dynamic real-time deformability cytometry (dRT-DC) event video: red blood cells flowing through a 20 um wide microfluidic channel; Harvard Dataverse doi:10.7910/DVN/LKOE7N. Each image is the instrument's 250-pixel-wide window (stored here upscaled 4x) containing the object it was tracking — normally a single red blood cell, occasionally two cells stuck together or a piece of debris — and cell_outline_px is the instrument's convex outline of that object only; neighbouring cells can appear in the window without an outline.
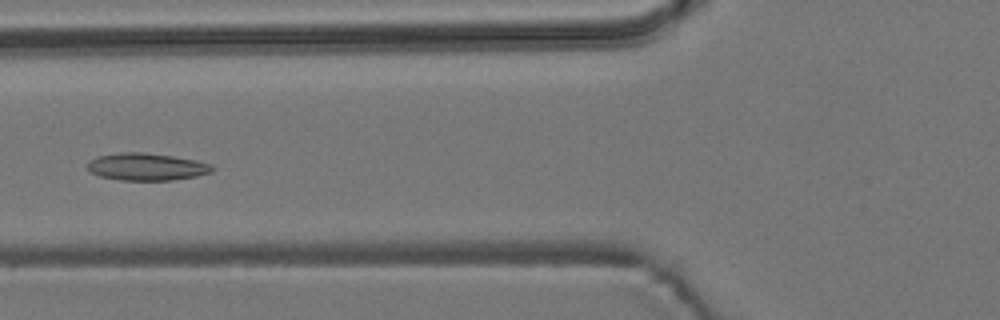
{"species": "common noctule bat (a hibernating species)", "species_latin": "Nyctalus noctula", "temperature_condition": "room temperature", "stored_images_in_passage": 7, "camera_frame_rate_fps": 3000, "um_per_image_px": 0.085, "animal": {"sex": "male", "body_mass_g": 19.2, "forearm_length_mm": 51.8}, "frame": {"image": 1, "passage_image": 7, "time_ms": 7.0, "image_size_px": [1000, 320], "cell_outline_px": [[216, 168], [212, 172], [196, 176], [172, 180], [120, 180], [100, 176], [88, 172], [88, 160], [96, 156], [120, 152], [144, 152], [172, 156], [196, 160], [212, 164]], "centroid_in_image_um": [12.45, 14.17], "position_along_channel_um": 113.3, "area_um2": 20.06}}